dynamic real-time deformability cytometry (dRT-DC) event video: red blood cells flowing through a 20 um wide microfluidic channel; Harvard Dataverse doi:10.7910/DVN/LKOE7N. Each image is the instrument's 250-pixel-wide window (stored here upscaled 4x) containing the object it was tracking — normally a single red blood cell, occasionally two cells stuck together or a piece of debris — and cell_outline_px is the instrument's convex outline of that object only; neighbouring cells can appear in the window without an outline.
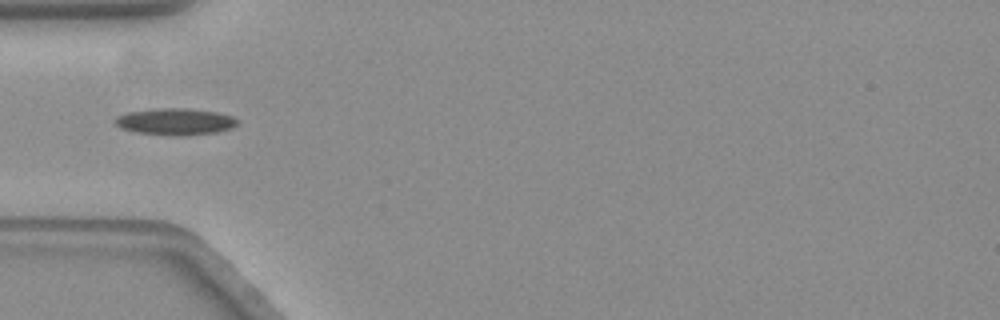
{"species": "common noctule bat (a hibernating species)", "species_latin": "Nyctalus noctula", "temperature_condition": "warm", "stored_images_in_passage": 30, "camera_frame_rate_fps": 3000, "um_per_image_px": 0.085, "animal": {"sex": "female", "body_mass_g": 19.3, "forearm_length_mm": 54.1}, "frame": {"image": 1, "passage_image": 1, "time_ms": 0.0, "image_size_px": [1000, 320], "cell_outline_px": [[236, 124], [228, 128], [216, 132], [184, 136], [172, 136], [136, 132], [120, 128], [116, 124], [116, 116], [128, 112], [160, 108], [188, 108], [216, 112], [232, 116], [236, 120]], "centroid_in_image_um": [14.86, 10.34], "position_along_channel_um": 70.1, "area_um2": 18.84}, "authors_computed_cell_mechanics": {"area_um2": 17.0221, "velocity_mm_per_s": 3.5514, "shape_relaxation_time_tau1_ms": 7.1685, "shape_relaxation_time_tau2_ms": null, "deformation_change_tau1": 0.1902, "deformation_change_tau2": null}}